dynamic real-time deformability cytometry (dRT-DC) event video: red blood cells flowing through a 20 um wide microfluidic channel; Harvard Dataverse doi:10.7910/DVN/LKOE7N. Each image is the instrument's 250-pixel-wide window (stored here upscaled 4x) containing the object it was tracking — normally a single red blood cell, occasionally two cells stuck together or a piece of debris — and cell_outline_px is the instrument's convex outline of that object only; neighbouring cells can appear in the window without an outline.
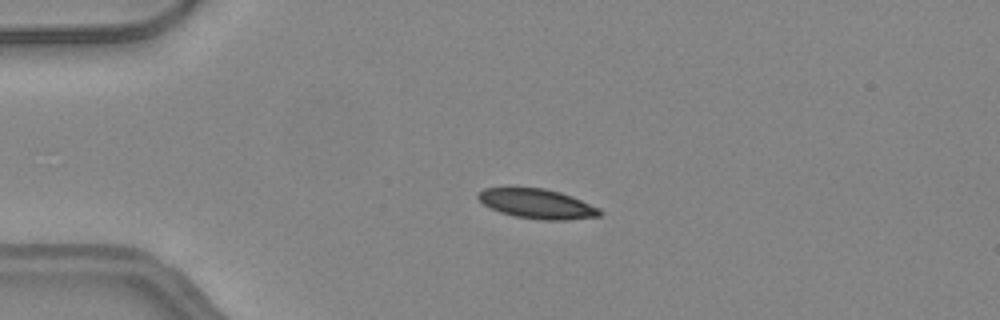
{"species": "common noctule bat (a hibernating species)", "species_latin": "Nyctalus noctula", "temperature_condition": "warm", "stored_images_in_passage": 37, "camera_frame_rate_fps": 3000, "um_per_image_px": 0.085, "animal": {"sex": "female", "body_mass_g": 24.6, "forearm_length_mm": 56.2}, "frame": {"image": 1, "passage_image": 5, "time_ms": 1.333, "image_size_px": [1000, 320], "cell_outline_px": [[600, 216], [564, 220], [540, 220], [516, 216], [500, 212], [484, 204], [476, 196], [476, 192], [484, 188], [544, 188], [560, 192], [572, 196], [600, 208]], "centroid_in_image_um": [45.65, 17.32], "position_along_channel_um": 39.4, "area_um2": 20.87}}
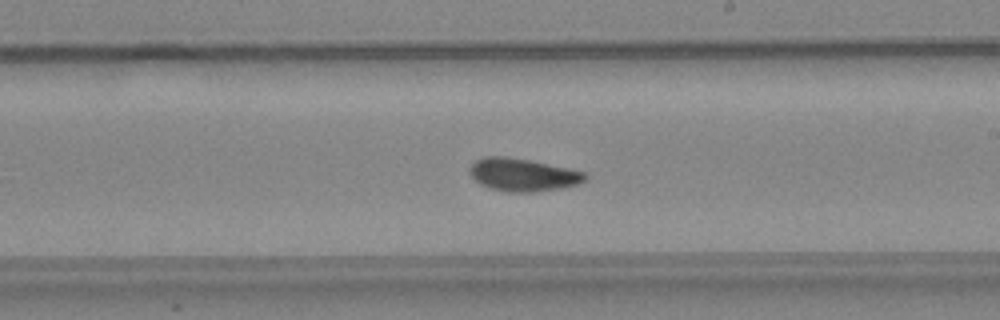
{"frame": {"image": 2, "passage_image": 22, "time_ms": 7.0, "image_size_px": [1000, 320], "cell_outline_px": [[588, 176], [584, 180], [576, 184], [560, 188], [532, 192], [504, 192], [480, 184], [468, 172], [468, 168], [476, 160], [484, 156], [504, 156], [528, 160], [568, 168], [584, 172]], "centroid_in_image_um": [44.39, 14.85], "position_along_channel_um": 244.6, "area_um2": 21.85}}
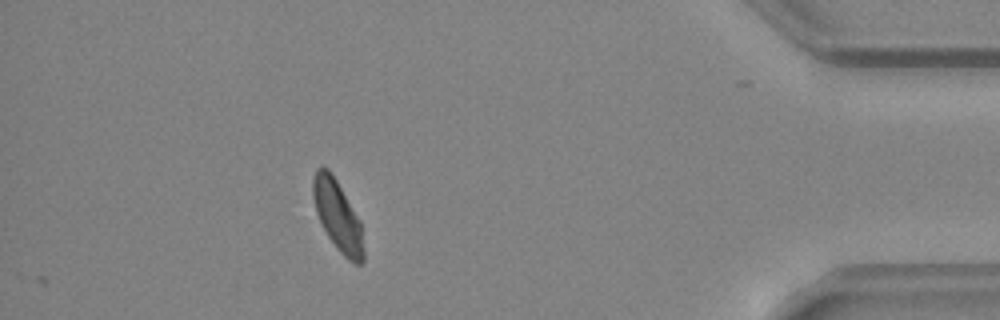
{"frame": {"image": 3, "passage_image": 37, "time_ms": 12.0, "image_size_px": [1000, 320], "cell_outline_px": [[364, 260], [360, 264], [356, 264], [348, 260], [336, 248], [328, 236], [316, 212], [312, 196], [312, 176], [316, 168], [328, 168], [336, 180], [360, 220], [364, 248]], "centroid_in_image_um": [28.69, 18.35], "position_along_channel_um": 406.5, "area_um2": 20.63}, "authors_computed_cell_mechanics": {"area_um2": 21.4438, "velocity_mm_per_s": 4.2407, "shape_relaxation_time_tau1_ms": 5.8009, "shape_relaxation_time_tau2_ms": 2.9332, "deformation_change_tau1": 0.1419, "deformation_change_tau2": 0.0641}}